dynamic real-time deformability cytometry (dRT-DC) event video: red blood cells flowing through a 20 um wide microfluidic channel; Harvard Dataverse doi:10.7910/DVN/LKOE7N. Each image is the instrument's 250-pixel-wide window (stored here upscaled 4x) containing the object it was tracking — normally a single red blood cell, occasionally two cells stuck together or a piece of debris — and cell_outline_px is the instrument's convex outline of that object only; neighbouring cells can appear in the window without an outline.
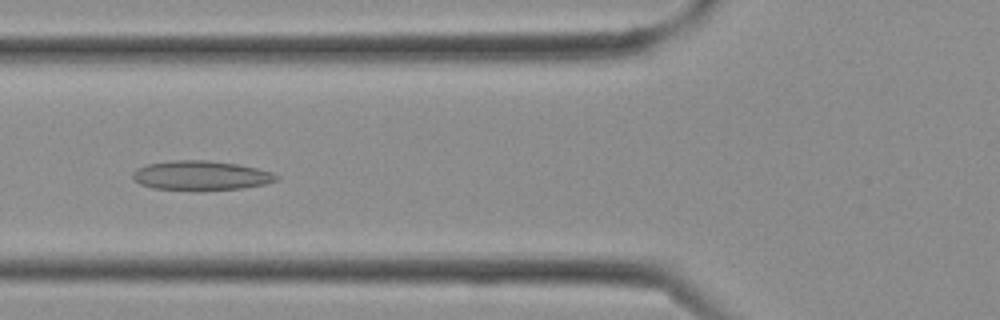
{"species": "Egyptian fruit bat (a non-hibernating species)", "species_latin": "Rousettus aegyptiacus", "temperature_condition": "cold", "stored_images_in_passage": 18, "camera_frame_rate_fps": 3000, "um_per_image_px": 0.085, "frame": {"image": 1, "passage_image": 11, "time_ms": 3.333, "image_size_px": [1000, 320], "cell_outline_px": [[280, 176], [276, 180], [264, 184], [240, 188], [196, 192], [152, 188], [140, 184], [132, 180], [132, 172], [136, 168], [148, 164], [172, 160], [208, 160], [240, 164], [272, 172]], "centroid_in_image_um": [17.03, 14.93], "position_along_channel_um": 108.8, "area_um2": 25.26}}
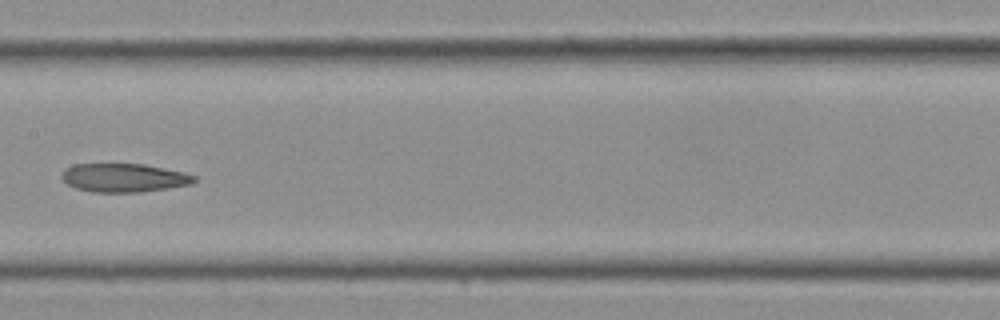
{"frame": {"image": 2, "passage_image": 15, "time_ms": 4.667, "image_size_px": [1000, 320], "cell_outline_px": [[196, 180], [192, 184], [168, 188], [140, 192], [92, 192], [76, 188], [68, 184], [60, 176], [64, 168], [72, 164], [144, 164], [184, 172], [196, 176]], "centroid_in_image_um": [10.52, 15.1], "position_along_channel_um": 196.9, "area_um2": 22.14}}
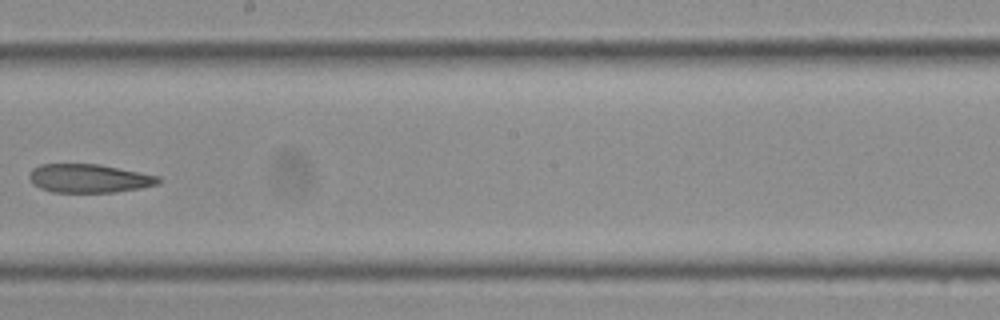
{"frame": {"image": 3, "passage_image": 17, "time_ms": 5.333, "image_size_px": [1000, 320], "cell_outline_px": [[160, 180], [156, 184], [140, 188], [116, 192], [52, 192], [40, 188], [32, 184], [28, 176], [32, 168], [40, 164], [100, 164], [160, 176]], "centroid_in_image_um": [7.53, 15.16], "position_along_channel_um": 240.7, "area_um2": 21.56}}